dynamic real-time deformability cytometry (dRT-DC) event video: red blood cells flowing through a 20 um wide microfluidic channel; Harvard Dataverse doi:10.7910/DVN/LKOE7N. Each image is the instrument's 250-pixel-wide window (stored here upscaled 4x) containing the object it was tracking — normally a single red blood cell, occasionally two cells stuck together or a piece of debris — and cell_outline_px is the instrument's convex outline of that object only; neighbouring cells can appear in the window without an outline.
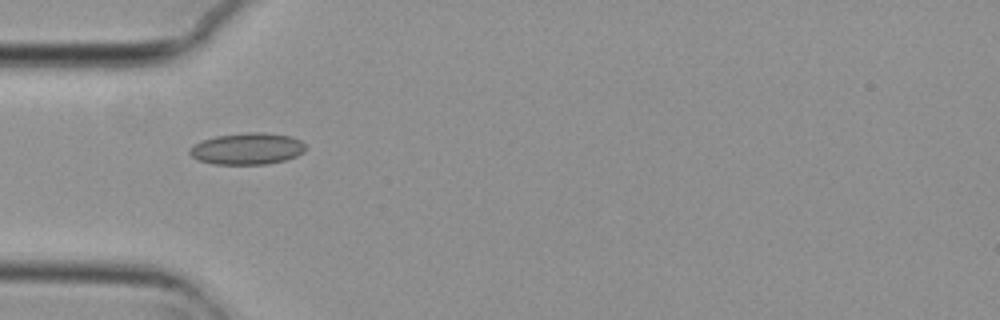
{"species": "common noctule bat (a hibernating species)", "species_latin": "Nyctalus noctula", "temperature_condition": "cold", "stored_images_in_passage": 5, "camera_frame_rate_fps": 3000, "um_per_image_px": 0.085, "animal": {"sex": "female", "body_mass_g": 29.2, "forearm_length_mm": 56.3}, "frame": {"image": 1, "passage_image": 5, "time_ms": 1.333, "image_size_px": [1000, 320], "cell_outline_px": [[304, 152], [296, 156], [284, 160], [268, 164], [212, 164], [196, 160], [188, 152], [188, 148], [192, 144], [216, 136], [248, 132], [264, 132], [292, 136], [300, 140], [304, 144]], "centroid_in_image_um": [20.98, 12.64], "position_along_channel_um": 64.0, "area_um2": 21.5}}